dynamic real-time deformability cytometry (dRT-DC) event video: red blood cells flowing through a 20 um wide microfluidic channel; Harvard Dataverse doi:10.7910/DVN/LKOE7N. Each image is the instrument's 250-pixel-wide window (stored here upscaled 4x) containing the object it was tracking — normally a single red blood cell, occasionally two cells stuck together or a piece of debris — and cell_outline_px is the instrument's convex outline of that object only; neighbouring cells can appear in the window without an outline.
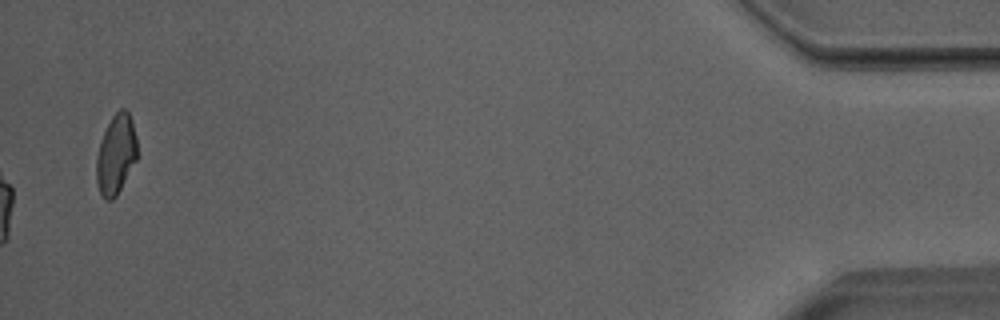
{"species": "Egyptian fruit bat (a non-hibernating species)", "species_latin": "Rousettus aegyptiacus", "temperature_condition": "room temperature", "stored_images_in_passage": 52, "camera_frame_rate_fps": 3000, "um_per_image_px": 0.085, "animal": {"sex": "male"}, "frame": {"image": 1, "passage_image": 52, "time_ms": 17.0, "image_size_px": [1000, 320], "cell_outline_px": [[136, 160], [116, 196], [112, 200], [104, 200], [100, 192], [96, 180], [96, 156], [104, 132], [112, 116], [120, 108], [124, 108], [128, 112], [132, 120], [136, 136]], "centroid_in_image_um": [9.85, 13.12], "position_along_channel_um": 425.4, "area_um2": 18.73}, "authors_computed_cell_mechanics": {"area_um2": 20.6635, "velocity_mm_per_s": 4.0075, "shape_relaxation_time_tau1_ms": 4.3935, "shape_relaxation_time_tau2_ms": 1.3633, "deformation_change_tau1": 0.2047, "deformation_change_tau2": 0.0975}}